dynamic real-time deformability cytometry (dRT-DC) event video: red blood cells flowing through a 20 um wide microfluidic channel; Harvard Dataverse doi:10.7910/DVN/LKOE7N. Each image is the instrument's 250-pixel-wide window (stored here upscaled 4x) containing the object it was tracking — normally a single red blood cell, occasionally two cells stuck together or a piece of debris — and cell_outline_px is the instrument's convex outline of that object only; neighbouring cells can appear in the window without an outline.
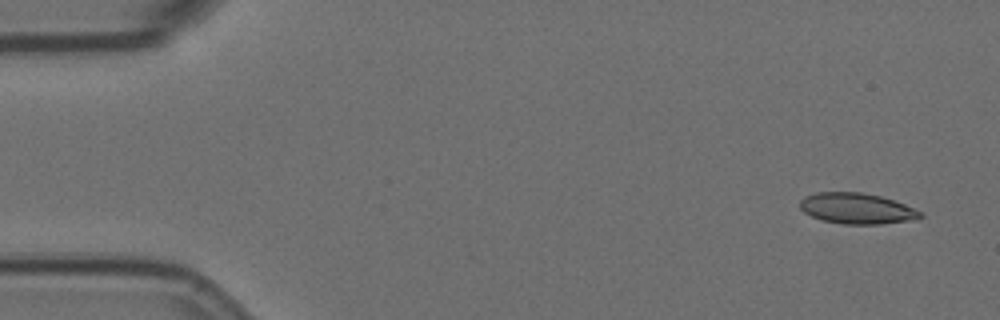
{"species": "Egyptian fruit bat (a non-hibernating species)", "species_latin": "Rousettus aegyptiacus", "temperature_condition": "room temperature", "stored_images_in_passage": 5, "camera_frame_rate_fps": 3000, "um_per_image_px": 0.085, "animal": {"sex": "female"}, "frame": {"image": 1, "passage_image": 1, "time_ms": 0.0, "image_size_px": [1000, 320], "cell_outline_px": [[924, 216], [912, 220], [880, 224], [844, 224], [820, 220], [804, 212], [800, 208], [800, 200], [804, 196], [816, 192], [860, 192], [880, 196], [904, 204], [920, 212]], "centroid_in_image_um": [72.78, 17.72], "position_along_channel_um": 12.2, "area_um2": 21.5}}
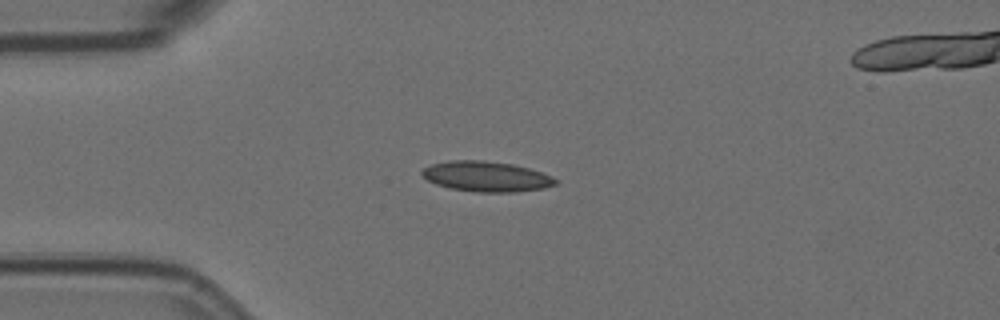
{"frame": {"image": 2, "passage_image": 4, "time_ms": 1.0, "image_size_px": [1000, 320], "cell_outline_px": [[556, 184], [544, 188], [516, 192], [476, 192], [448, 188], [436, 184], [428, 180], [420, 172], [424, 168], [432, 164], [448, 160], [480, 160], [512, 164], [528, 168], [552, 176], [556, 180]], "centroid_in_image_um": [41.32, 15.0], "position_along_channel_um": 43.7, "area_um2": 23.47}}